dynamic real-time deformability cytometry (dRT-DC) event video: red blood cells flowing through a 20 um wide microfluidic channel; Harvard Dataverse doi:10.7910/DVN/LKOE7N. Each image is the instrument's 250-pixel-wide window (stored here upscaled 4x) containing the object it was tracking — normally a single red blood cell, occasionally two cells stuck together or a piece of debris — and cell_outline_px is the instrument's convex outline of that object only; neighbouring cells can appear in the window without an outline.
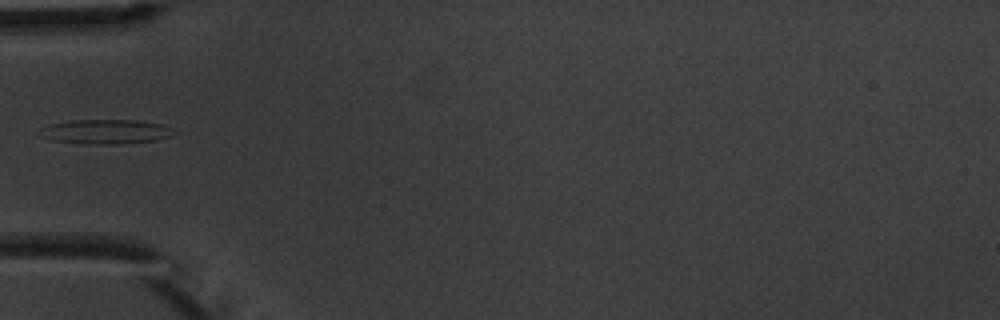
{"species": "common noctule bat (a hibernating species)", "species_latin": "Nyctalus noctula", "temperature_condition": "warm", "stored_images_in_passage": 5, "camera_frame_rate_fps": 3000, "um_per_image_px": 0.085, "animal": {"sex": "male", "body_mass_g": 20.1, "forearm_length_mm": 53.5}, "frame": {"image": 1, "passage_image": 5, "time_ms": 4.667, "image_size_px": [1000, 320], "cell_outline_px": [[176, 132], [172, 136], [156, 140], [116, 144], [84, 144], [52, 140], [36, 132], [40, 128], [48, 124], [72, 120], [136, 120], [164, 124], [172, 128]], "centroid_in_image_um": [8.99, 11.18], "position_along_channel_um": 76.0, "area_um2": 19.31}}